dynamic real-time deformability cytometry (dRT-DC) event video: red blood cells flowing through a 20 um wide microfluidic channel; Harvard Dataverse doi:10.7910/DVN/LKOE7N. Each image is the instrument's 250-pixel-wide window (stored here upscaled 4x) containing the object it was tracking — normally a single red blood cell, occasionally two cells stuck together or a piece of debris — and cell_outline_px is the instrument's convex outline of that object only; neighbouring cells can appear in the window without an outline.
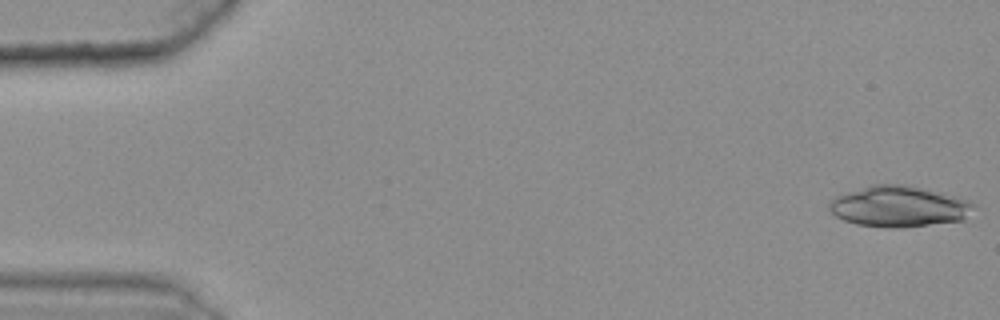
{"species": "common noctule bat (a hibernating species)", "species_latin": "Nyctalus noctula", "temperature_condition": "warm", "stored_images_in_passage": 47, "camera_frame_rate_fps": 3000, "um_per_image_px": 0.085, "animal": {"sex": "female", "body_mass_g": 25.1}, "frame": {"image": 1, "passage_image": 1, "time_ms": 0.0, "image_size_px": [1000, 320], "cell_outline_px": [[980, 208], [964, 220], [900, 228], [888, 228], [856, 224], [844, 220], [836, 216], [828, 208], [828, 204], [836, 196], [872, 184], [896, 184], [956, 196], [968, 200], [976, 204]], "centroid_in_image_um": [76.47, 17.57], "position_along_channel_um": 8.5, "area_um2": 34.39}}
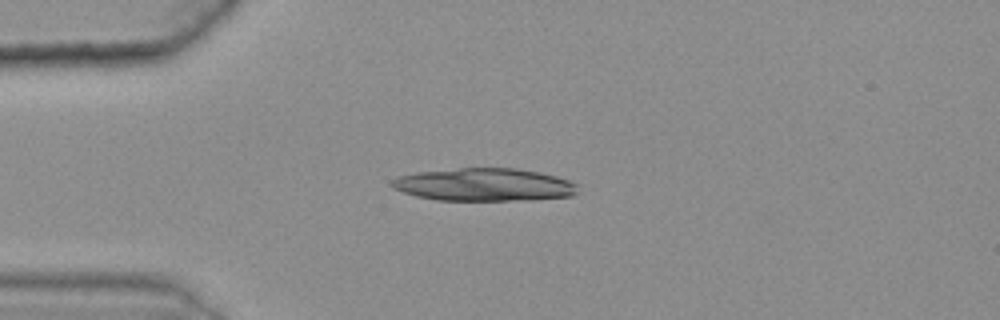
{"frame": {"image": 2, "passage_image": 14, "time_ms": 4.333, "image_size_px": [1000, 320], "cell_outline_px": [[576, 192], [572, 196], [532, 200], [436, 200], [416, 196], [392, 188], [388, 184], [392, 180], [400, 176], [416, 172], [460, 168], [516, 168], [540, 172], [556, 176], [568, 180], [576, 184]], "centroid_in_image_um": [41.14, 15.7], "position_along_channel_um": 43.9, "area_um2": 35.6}}